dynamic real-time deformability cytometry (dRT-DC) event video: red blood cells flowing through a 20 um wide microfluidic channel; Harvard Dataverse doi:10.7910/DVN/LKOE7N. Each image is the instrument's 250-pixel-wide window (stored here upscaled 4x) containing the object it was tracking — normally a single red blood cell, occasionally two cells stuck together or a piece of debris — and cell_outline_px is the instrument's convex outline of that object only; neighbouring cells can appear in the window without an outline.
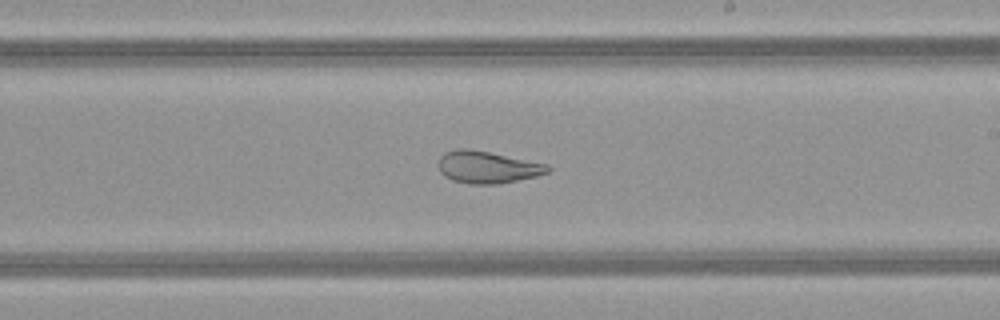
{"species": "common noctule bat (a hibernating species)", "species_latin": "Nyctalus noctula", "temperature_condition": "warm", "stored_images_in_passage": 39, "camera_frame_rate_fps": 3000, "um_per_image_px": 0.085, "animal": {"sex": "female", "body_mass_g": 21.9}, "frame": {"image": 1, "passage_image": 28, "time_ms": 9.0, "image_size_px": [1000, 320], "cell_outline_px": [[552, 168], [548, 172], [536, 176], [500, 184], [468, 184], [452, 180], [444, 176], [440, 172], [440, 156], [444, 152], [456, 148], [468, 148], [548, 164]], "centroid_in_image_um": [41.42, 14.21], "position_along_channel_um": 247.6, "area_um2": 20.46}}